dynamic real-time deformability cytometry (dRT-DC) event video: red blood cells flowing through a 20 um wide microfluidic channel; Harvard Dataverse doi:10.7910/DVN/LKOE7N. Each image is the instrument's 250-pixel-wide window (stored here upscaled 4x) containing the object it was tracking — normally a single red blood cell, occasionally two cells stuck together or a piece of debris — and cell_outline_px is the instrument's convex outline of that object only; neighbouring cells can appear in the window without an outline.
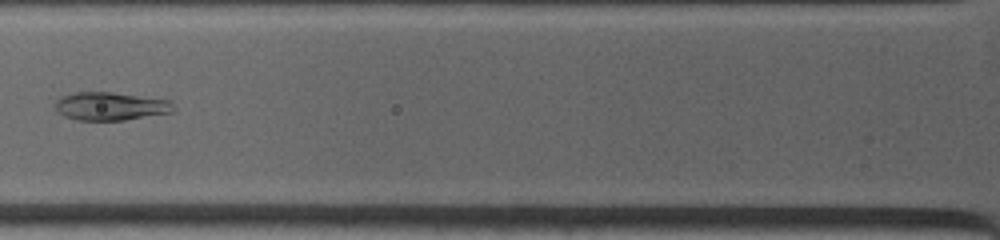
{"species": "common noctule bat (a hibernating species)", "species_latin": "Nyctalus noctula", "temperature_condition": "warm", "stored_images_in_passage": 19, "camera_frame_rate_fps": 4500, "um_per_image_px": 0.085, "animal": {"sex": "female", "body_mass_g": 19.0, "forearm_length_mm": 53.3}, "frame": {"image": 1, "passage_image": 9, "time_ms": 3.333, "image_size_px": [1000, 240], "cell_outline_px": [[176, 108], [172, 112], [124, 120], [76, 120], [64, 116], [56, 112], [52, 104], [60, 96], [76, 92], [112, 92], [172, 100]], "centroid_in_image_um": [9.36, 9.02], "position_along_channel_um": 116.4, "area_um2": 19.77}}
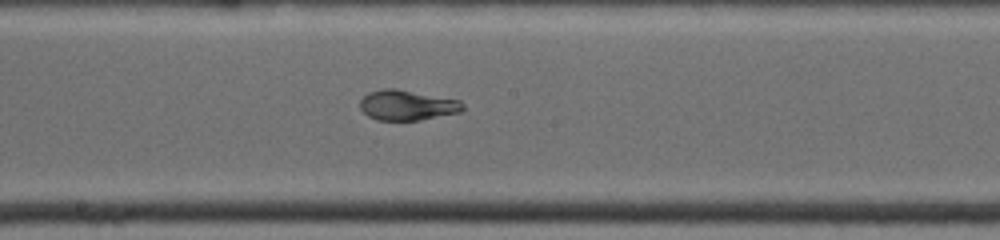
{"frame": {"image": 2, "passage_image": 15, "time_ms": 5.778, "image_size_px": [1000, 240], "cell_outline_px": [[464, 108], [460, 112], [420, 120], [376, 120], [368, 116], [360, 108], [360, 100], [368, 92], [384, 88], [396, 88], [460, 100], [464, 104]], "centroid_in_image_um": [34.6, 8.93], "position_along_channel_um": 213.6, "area_um2": 18.15}}
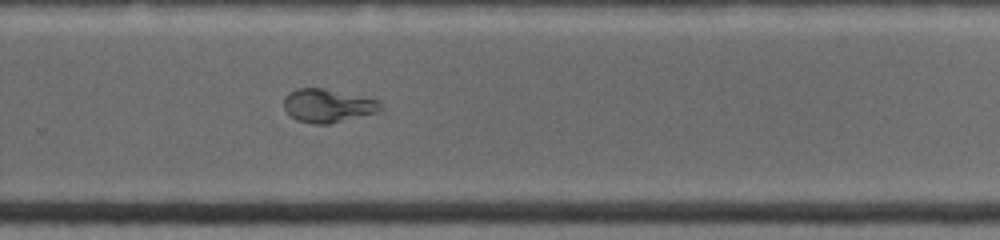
{"frame": {"image": 3, "passage_image": 19, "time_ms": 8.0, "image_size_px": [1000, 240], "cell_outline_px": [[384, 108], [380, 112], [328, 124], [312, 124], [296, 120], [284, 108], [284, 96], [288, 92], [296, 88], [324, 88], [380, 100]], "centroid_in_image_um": [27.89, 8.98], "position_along_channel_um": 301.9, "area_um2": 19.07}}